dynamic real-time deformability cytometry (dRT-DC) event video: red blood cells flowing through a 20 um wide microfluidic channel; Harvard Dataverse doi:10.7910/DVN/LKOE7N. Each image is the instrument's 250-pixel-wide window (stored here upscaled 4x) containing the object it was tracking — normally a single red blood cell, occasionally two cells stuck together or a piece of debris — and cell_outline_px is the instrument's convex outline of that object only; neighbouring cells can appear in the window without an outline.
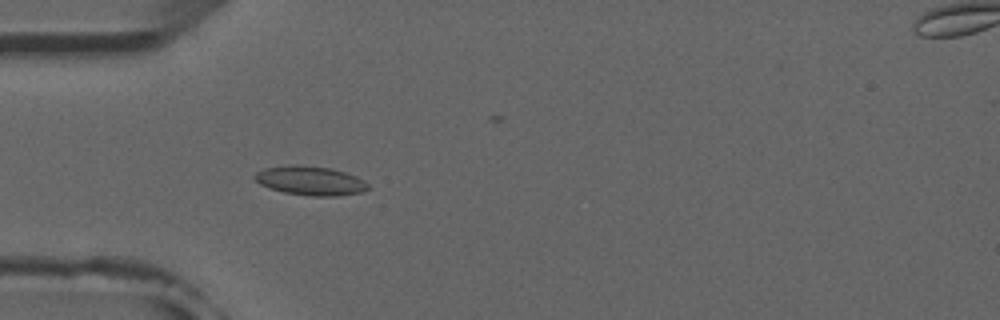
{"species": "common noctule bat (a hibernating species)", "species_latin": "Nyctalus noctula", "temperature_condition": "room temperature", "stored_images_in_passage": 4, "camera_frame_rate_fps": 3000, "um_per_image_px": 0.085, "animal": {"sex": "male", "forearm_length_mm": 52.5}, "frame": {"image": 1, "passage_image": 3, "time_ms": 2.333, "image_size_px": [1000, 320], "cell_outline_px": [[372, 188], [360, 192], [336, 196], [312, 196], [284, 192], [268, 188], [260, 184], [252, 176], [256, 172], [264, 168], [292, 164], [300, 164], [332, 168], [356, 176], [364, 180]], "centroid_in_image_um": [26.37, 15.35], "position_along_channel_um": 58.6, "area_um2": 19.42}}